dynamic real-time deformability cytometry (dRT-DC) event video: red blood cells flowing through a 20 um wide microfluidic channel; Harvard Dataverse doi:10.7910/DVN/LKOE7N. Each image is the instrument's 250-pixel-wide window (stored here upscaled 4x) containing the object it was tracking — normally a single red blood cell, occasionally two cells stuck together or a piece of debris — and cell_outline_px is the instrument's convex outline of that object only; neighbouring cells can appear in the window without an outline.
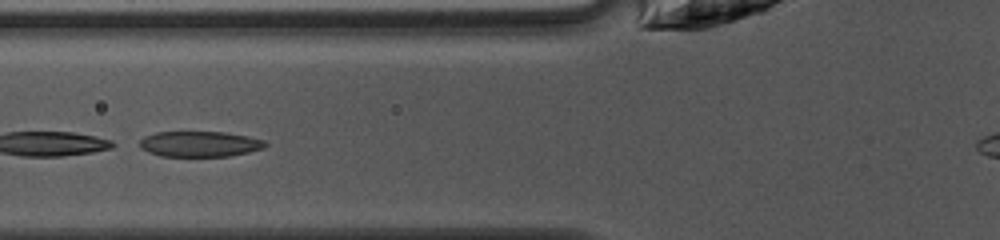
{"species": "common noctule bat (a hibernating species)", "species_latin": "Nyctalus noctula", "temperature_condition": "warm", "stored_images_in_passage": 40, "camera_frame_rate_fps": 3000, "um_per_image_px": 0.085, "animal": {"sex": "female", "body_mass_g": 10.0, "forearm_length_mm": 53.1}, "frame": {"image": 1, "passage_image": 11, "time_ms": 3.333, "image_size_px": [1000, 240], "cell_outline_px": [[268, 144], [264, 148], [248, 152], [228, 156], [160, 156], [148, 152], [140, 148], [140, 140], [144, 136], [156, 132], [224, 132], [248, 136], [264, 140]], "centroid_in_image_um": [16.97, 12.24], "position_along_channel_um": 108.8, "area_um2": 18.73}}
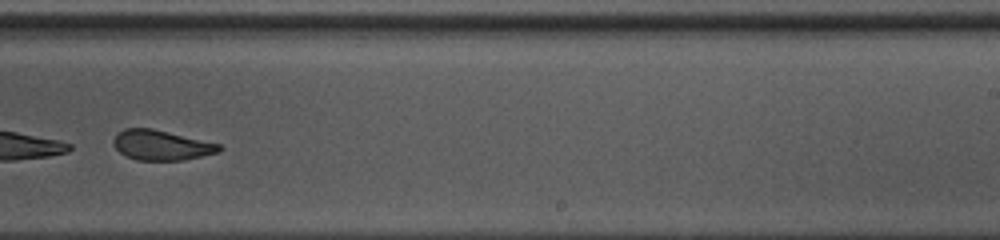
{"frame": {"image": 2, "passage_image": 23, "time_ms": 7.333, "image_size_px": [1000, 240], "cell_outline_px": [[224, 148], [220, 152], [184, 160], [136, 160], [120, 152], [116, 148], [112, 140], [116, 132], [124, 128], [152, 128], [220, 144]], "centroid_in_image_um": [13.72, 12.33], "position_along_channel_um": 275.3, "area_um2": 18.55}}
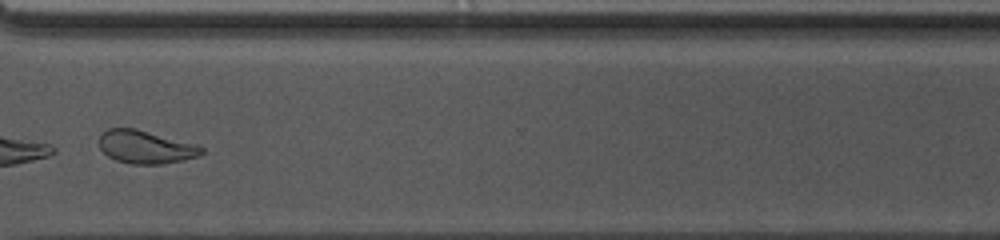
{"frame": {"image": 3, "passage_image": 29, "time_ms": 9.333, "image_size_px": [1000, 240], "cell_outline_px": [[204, 152], [200, 156], [184, 160], [164, 164], [132, 164], [116, 160], [108, 156], [100, 148], [100, 136], [108, 128], [136, 128], [196, 144], [204, 148]], "centroid_in_image_um": [12.42, 12.5], "position_along_channel_um": 358.2, "area_um2": 19.77}, "authors_computed_cell_mechanics": {"area_um2": 20.0277, "velocity_mm_per_s": 4.155, "shape_relaxation_time_tau1_ms": null, "shape_relaxation_time_tau2_ms": 6.8166, "deformation_change_tau1": null, "deformation_change_tau2": 0.1471}}